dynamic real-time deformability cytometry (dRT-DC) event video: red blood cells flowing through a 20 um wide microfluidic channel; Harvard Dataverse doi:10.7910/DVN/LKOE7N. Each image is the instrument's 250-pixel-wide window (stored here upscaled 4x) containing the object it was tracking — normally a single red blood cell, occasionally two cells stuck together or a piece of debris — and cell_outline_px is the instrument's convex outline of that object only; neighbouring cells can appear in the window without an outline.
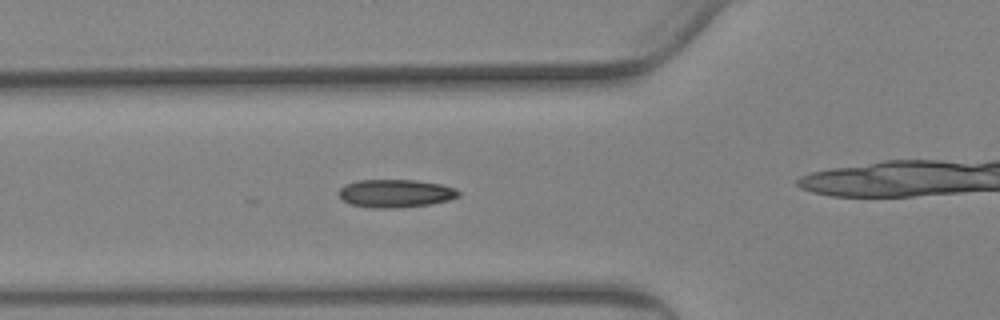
{"species": "Egyptian fruit bat (a non-hibernating species)", "species_latin": "Rousettus aegyptiacus", "temperature_condition": "warm", "stored_images_in_passage": 32, "camera_frame_rate_fps": 3000, "um_per_image_px": 0.085, "animal": {"sex": "female"}, "frame": {"image": 1, "passage_image": 27, "time_ms": 8.667, "image_size_px": [1000, 320], "cell_outline_px": [[460, 196], [448, 200], [428, 204], [400, 208], [372, 208], [352, 204], [344, 200], [340, 196], [340, 188], [344, 184], [360, 180], [416, 180], [440, 184], [456, 188], [460, 192]], "centroid_in_image_um": [33.64, 16.43], "position_along_channel_um": 92.2, "area_um2": 19.48}}
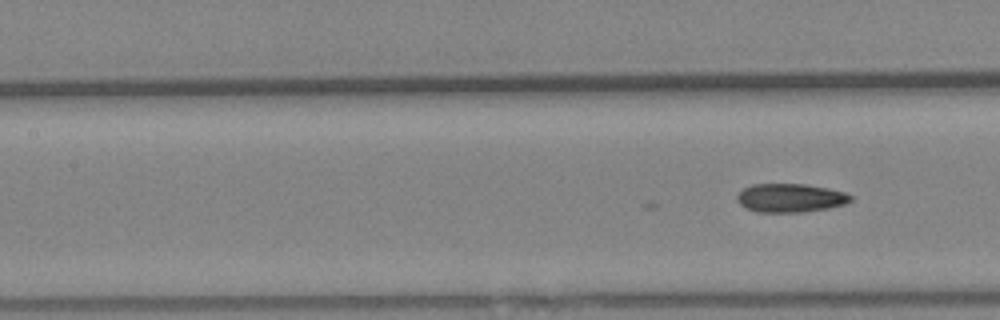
{"frame": {"image": 2, "passage_image": 32, "time_ms": 10.333, "image_size_px": [1000, 320], "cell_outline_px": [[852, 200], [844, 204], [828, 208], [804, 212], [756, 212], [744, 208], [736, 200], [736, 196], [744, 188], [752, 184], [804, 184], [828, 188], [844, 192], [852, 196]], "centroid_in_image_um": [67.15, 16.83], "position_along_channel_um": 140.3, "area_um2": 19.02}}